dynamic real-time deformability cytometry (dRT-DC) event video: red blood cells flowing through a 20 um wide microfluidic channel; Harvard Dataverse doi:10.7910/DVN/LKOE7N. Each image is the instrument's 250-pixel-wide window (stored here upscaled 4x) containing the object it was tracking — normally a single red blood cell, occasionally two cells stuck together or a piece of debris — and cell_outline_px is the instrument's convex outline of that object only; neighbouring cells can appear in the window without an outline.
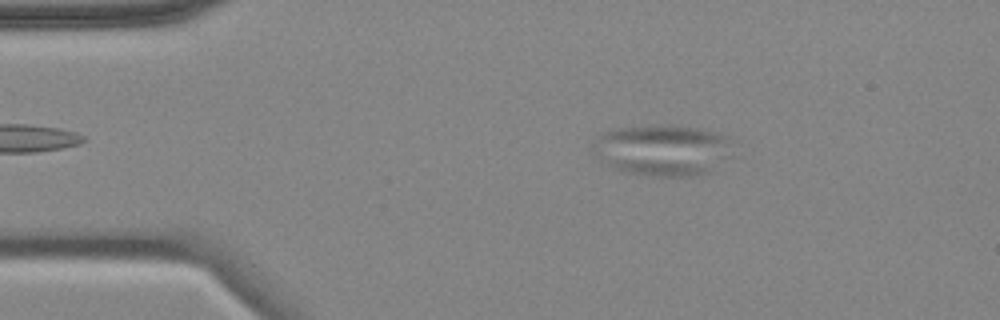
{"species": "common noctule bat (a hibernating species)", "species_latin": "Nyctalus noctula", "temperature_condition": "cold", "stored_images_in_passage": 7, "camera_frame_rate_fps": 3000, "um_per_image_px": 0.085, "animal": {"sex": "female", "body_mass_g": 18.4}, "frame": {"image": 1, "passage_image": 2, "time_ms": 1.0, "image_size_px": [1000, 320], "cell_outline_px": [[736, 156], [708, 172], [688, 176], [652, 176], [628, 172], [616, 168], [608, 160], [600, 136], [604, 132], [616, 128], [672, 124], [696, 128], [716, 132], [732, 140]], "centroid_in_image_um": [56.66, 12.74], "position_along_channel_um": 28.3, "area_um2": 40.29}}
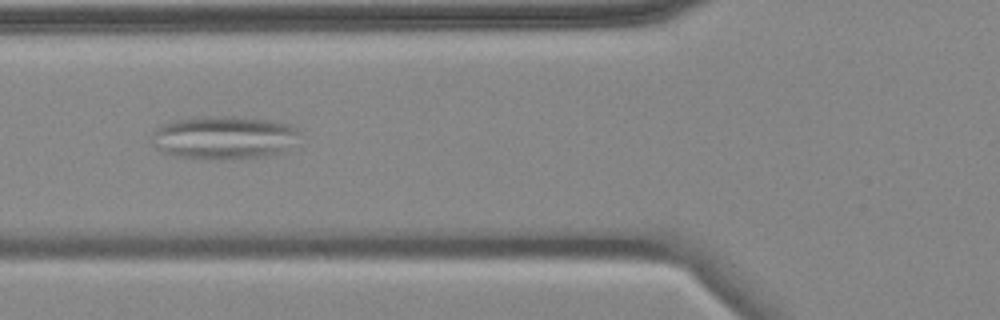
{"frame": {"image": 2, "passage_image": 5, "time_ms": 4.667, "image_size_px": [1000, 320], "cell_outline_px": [[300, 144], [280, 152], [264, 156], [180, 156], [164, 152], [152, 144], [148, 140], [156, 128], [164, 124], [176, 120], [204, 116], [236, 116], [272, 120], [288, 124], [296, 128], [300, 132]], "centroid_in_image_um": [19.11, 11.63], "position_along_channel_um": 106.7, "area_um2": 36.47}}